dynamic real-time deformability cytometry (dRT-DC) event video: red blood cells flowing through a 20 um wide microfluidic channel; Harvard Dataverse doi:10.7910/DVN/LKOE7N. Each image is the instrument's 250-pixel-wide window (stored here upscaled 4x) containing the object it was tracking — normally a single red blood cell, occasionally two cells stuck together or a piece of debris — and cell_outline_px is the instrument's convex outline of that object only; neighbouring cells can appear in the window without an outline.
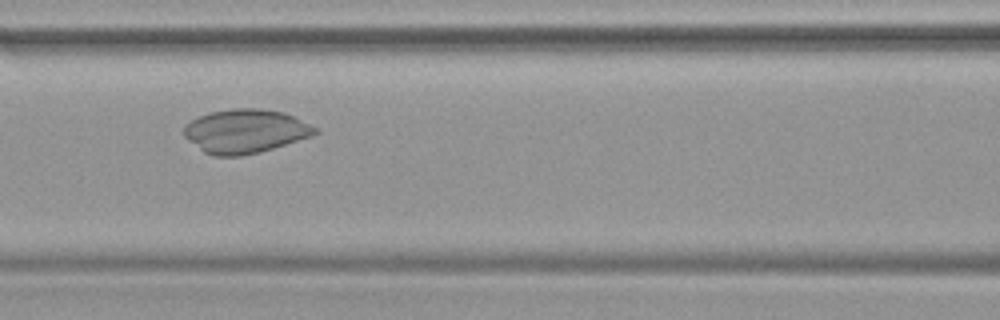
{"species": "common noctule bat (a hibernating species)", "species_latin": "Nyctalus noctula", "temperature_condition": "warm", "stored_images_in_passage": 29, "camera_frame_rate_fps": 3000, "um_per_image_px": 0.085, "animal": {"sex": "female", "body_mass_g": 19.9}, "frame": {"image": 1, "passage_image": 8, "time_ms": 2.333, "image_size_px": [1000, 320], "cell_outline_px": [[320, 132], [312, 136], [260, 152], [240, 156], [212, 156], [204, 152], [188, 140], [184, 136], [184, 124], [208, 112], [232, 108], [260, 108], [284, 112], [296, 116], [316, 128]], "centroid_in_image_um": [20.86, 11.14], "position_along_channel_um": 145.7, "area_um2": 33.7}}
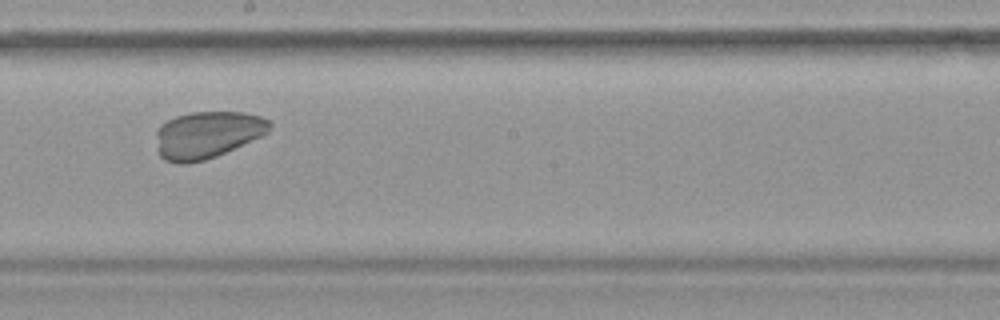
{"frame": {"image": 2, "passage_image": 14, "time_ms": 4.333, "image_size_px": [1000, 320], "cell_outline_px": [[272, 124], [268, 132], [260, 136], [216, 156], [204, 160], [188, 164], [176, 164], [164, 160], [160, 156], [156, 148], [156, 132], [160, 124], [176, 116], [192, 112], [244, 112], [260, 116], [268, 120]], "centroid_in_image_um": [17.56, 11.46], "position_along_channel_um": 230.6, "area_um2": 31.15}}
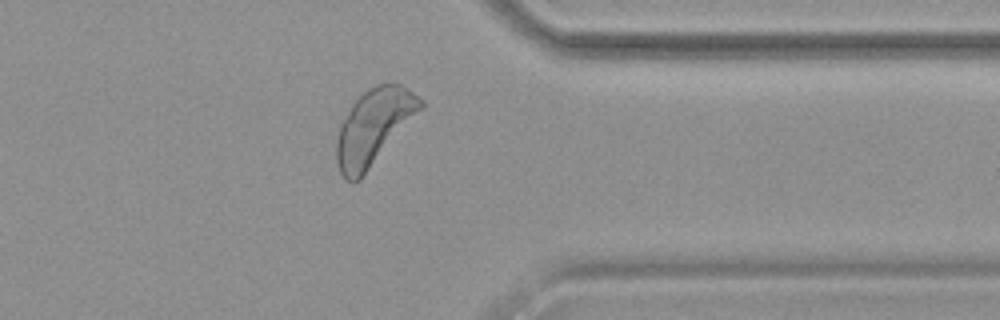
{"frame": {"image": 3, "passage_image": 25, "time_ms": 8.0, "image_size_px": [1000, 320], "cell_outline_px": [[424, 104], [360, 180], [352, 184], [344, 180], [340, 172], [336, 160], [336, 140], [340, 124], [352, 104], [368, 88], [376, 84], [400, 84], [424, 100]], "centroid_in_image_um": [31.71, 10.82], "position_along_channel_um": 379.7, "area_um2": 36.3}}